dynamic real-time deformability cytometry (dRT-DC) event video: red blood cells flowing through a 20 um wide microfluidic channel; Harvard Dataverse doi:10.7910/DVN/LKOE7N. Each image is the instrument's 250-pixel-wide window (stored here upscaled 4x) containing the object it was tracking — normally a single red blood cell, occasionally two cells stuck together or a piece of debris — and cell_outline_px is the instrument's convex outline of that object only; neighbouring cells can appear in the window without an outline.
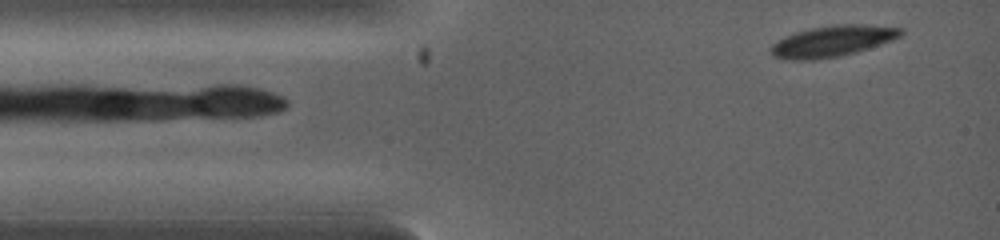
{"species": "common noctule bat (a hibernating species)", "species_latin": "Nyctalus noctula", "temperature_condition": "warm", "stored_images_in_passage": 22, "camera_frame_rate_fps": 5000, "um_per_image_px": 0.085, "animal": {"sex": "female", "body_mass_g": 19.0, "forearm_length_mm": 53.3}, "frame": {"image": 1, "passage_image": 2, "time_ms": 0.4, "image_size_px": [1000, 240], "cell_outline_px": [[904, 32], [900, 36], [892, 40], [856, 52], [836, 56], [812, 60], [784, 60], [772, 56], [768, 48], [776, 40], [784, 36], [796, 32], [812, 28], [836, 24], [864, 24], [904, 28]], "centroid_in_image_um": [70.71, 3.49], "position_along_channel_um": 14.3, "area_um2": 23.64}}
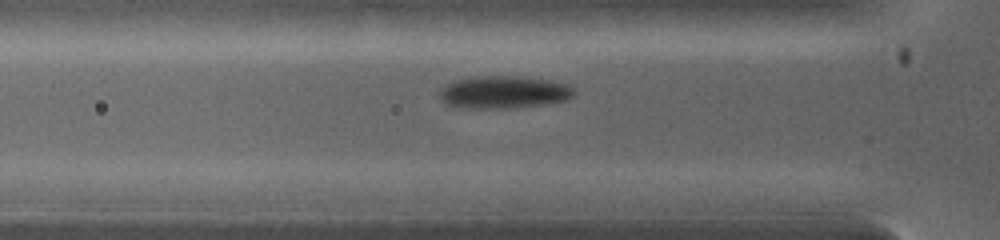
{"frame": {"image": 2, "passage_image": 11, "time_ms": 2.4, "image_size_px": [1000, 240], "cell_outline_px": [[576, 92], [568, 100], [540, 104], [508, 108], [468, 108], [448, 104], [440, 96], [440, 88], [452, 80], [472, 76], [520, 76], [548, 80], [568, 84], [576, 88]], "centroid_in_image_um": [42.84, 7.81], "position_along_channel_um": 83.0, "area_um2": 25.49}}
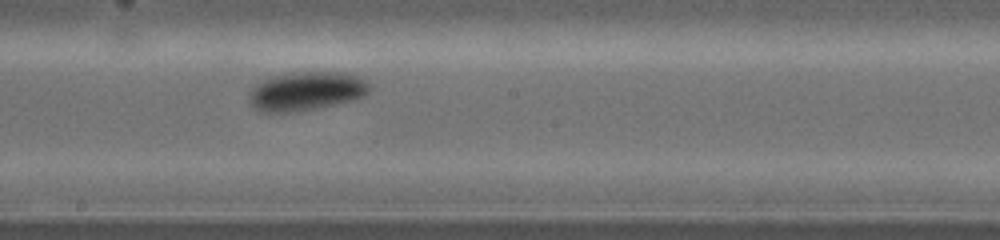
{"frame": {"image": 3, "passage_image": 22, "time_ms": 4.8, "image_size_px": [1000, 240], "cell_outline_px": [[372, 88], [364, 96], [356, 100], [316, 108], [292, 112], [260, 112], [248, 100], [248, 92], [256, 84], [264, 80], [276, 76], [304, 72], [344, 72], [368, 80], [372, 84]], "centroid_in_image_um": [26.09, 7.76], "position_along_channel_um": 222.1, "area_um2": 27.28}}